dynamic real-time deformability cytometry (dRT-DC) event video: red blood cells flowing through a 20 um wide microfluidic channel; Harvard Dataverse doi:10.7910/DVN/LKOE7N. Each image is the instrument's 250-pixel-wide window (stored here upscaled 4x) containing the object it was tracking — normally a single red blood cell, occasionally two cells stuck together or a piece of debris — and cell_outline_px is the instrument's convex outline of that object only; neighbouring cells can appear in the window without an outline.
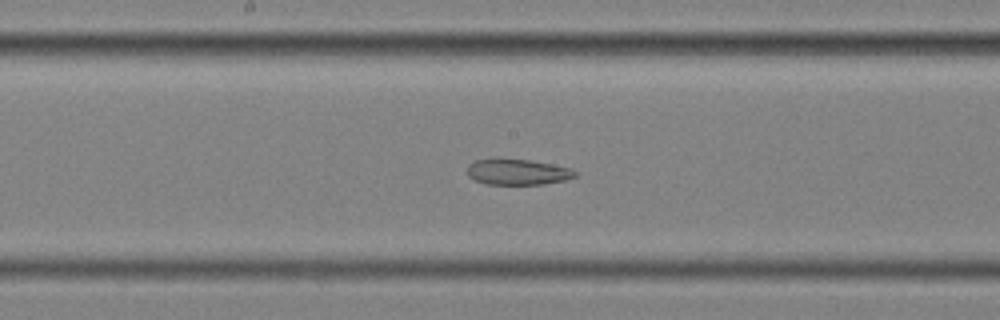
{"species": "common noctule bat (a hibernating species)", "species_latin": "Nyctalus noctula", "temperature_condition": "cold", "stored_images_in_passage": 39, "camera_frame_rate_fps": 3000, "um_per_image_px": 0.085, "animal": {"sex": "female", "body_mass_g": 25.1}, "frame": {"image": 1, "passage_image": 12, "time_ms": 3.667, "image_size_px": [1000, 320], "cell_outline_px": [[576, 176], [564, 180], [544, 184], [488, 184], [476, 180], [468, 176], [468, 164], [476, 160], [496, 156], [528, 160], [552, 164], [572, 168], [576, 172]], "centroid_in_image_um": [43.96, 14.58], "position_along_channel_um": 204.2, "area_um2": 16.53}}
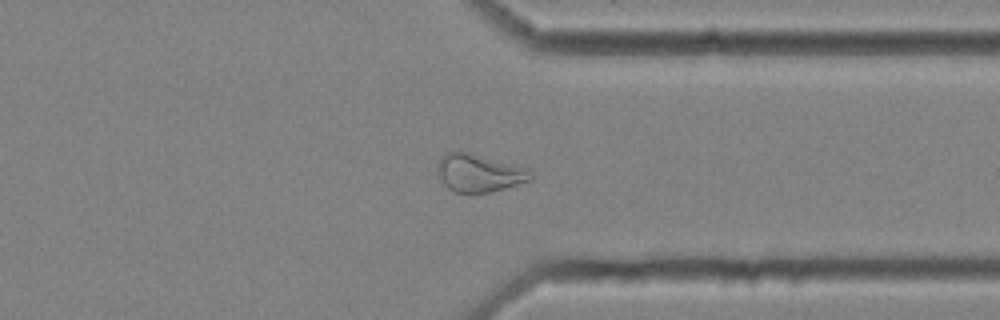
{"frame": {"image": 2, "passage_image": 26, "time_ms": 8.333, "image_size_px": [1000, 320], "cell_outline_px": [[532, 180], [492, 192], [456, 192], [448, 188], [440, 180], [436, 172], [436, 168], [440, 160], [448, 152], [468, 152], [528, 168], [532, 172]], "centroid_in_image_um": [40.73, 14.71], "position_along_channel_um": 370.7, "area_um2": 20.4}}
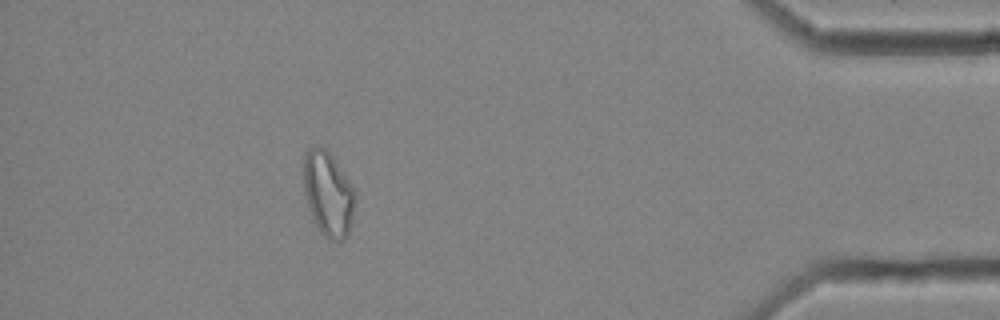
{"frame": {"image": 3, "passage_image": 33, "time_ms": 10.667, "image_size_px": [1000, 320], "cell_outline_px": [[356, 200], [352, 220], [348, 236], [340, 240], [328, 240], [320, 232], [312, 216], [304, 192], [304, 156], [308, 148], [320, 144], [332, 156], [356, 188]], "centroid_in_image_um": [27.93, 16.46], "position_along_channel_um": 407.3, "area_um2": 25.72}}